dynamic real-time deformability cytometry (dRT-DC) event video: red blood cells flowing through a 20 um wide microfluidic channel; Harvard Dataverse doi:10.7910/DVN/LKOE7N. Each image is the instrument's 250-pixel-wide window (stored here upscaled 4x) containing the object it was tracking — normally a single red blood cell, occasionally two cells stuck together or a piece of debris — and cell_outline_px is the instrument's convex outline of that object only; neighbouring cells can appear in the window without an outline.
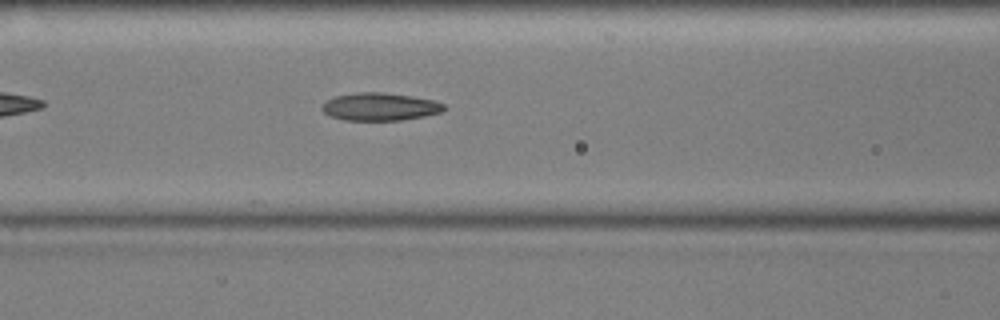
{"species": "common noctule bat (a hibernating species)", "species_latin": "Nyctalus noctula", "temperature_condition": "cold", "stored_images_in_passage": 44, "camera_frame_rate_fps": 3000, "um_per_image_px": 0.085, "animal": {"sex": "male", "body_mass_g": 17.9, "forearm_length_mm": 54.2}, "frame": {"image": 1, "passage_image": 11, "time_ms": 3.333, "image_size_px": [1000, 320], "cell_outline_px": [[444, 108], [440, 112], [424, 116], [400, 120], [344, 120], [328, 116], [320, 108], [328, 100], [336, 96], [356, 92], [384, 92], [412, 96], [436, 100], [444, 104]], "centroid_in_image_um": [32.28, 9.06], "position_along_channel_um": 134.3, "area_um2": 19.71}}
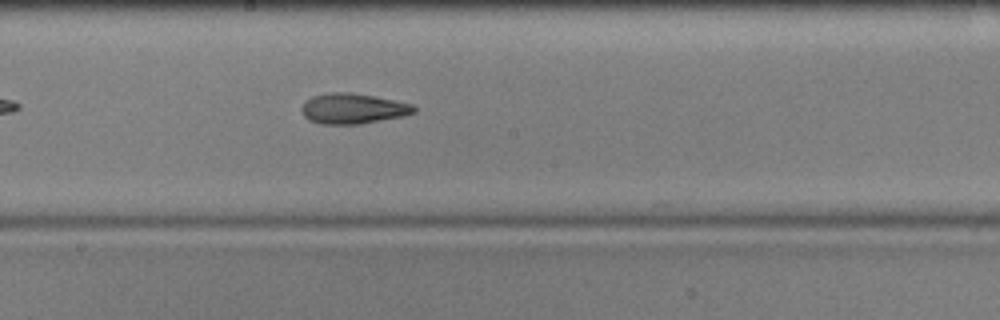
{"frame": {"image": 2, "passage_image": 18, "time_ms": 5.667, "image_size_px": [1000, 320], "cell_outline_px": [[416, 112], [404, 116], [360, 124], [320, 124], [308, 120], [304, 116], [300, 108], [312, 96], [328, 92], [352, 92], [412, 104], [416, 108]], "centroid_in_image_um": [29.98, 9.23], "position_along_channel_um": 218.2, "area_um2": 19.88}}
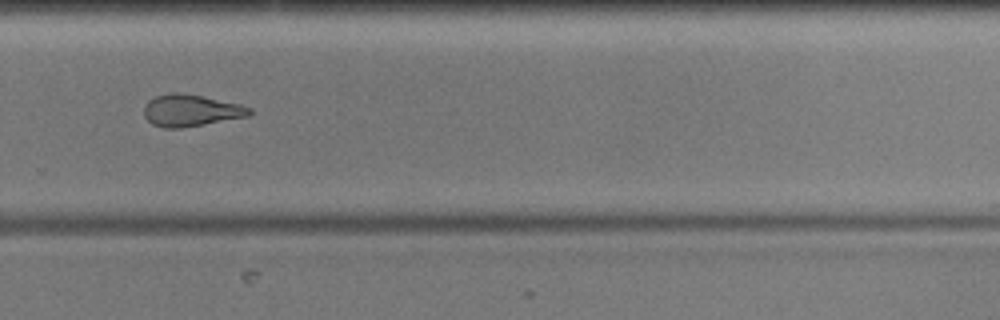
{"frame": {"image": 3, "passage_image": 26, "time_ms": 8.333, "image_size_px": [1000, 320], "cell_outline_px": [[252, 112], [248, 116], [184, 128], [164, 128], [152, 124], [144, 116], [144, 104], [148, 100], [156, 96], [172, 92], [176, 92], [200, 96], [240, 104], [252, 108]], "centroid_in_image_um": [16.2, 9.4], "position_along_channel_um": 313.6, "area_um2": 19.54}, "authors_computed_cell_mechanics": {"area_um2": 20.2878, "velocity_mm_per_s": 3.5959, "shape_relaxation_time_tau1_ms": 10.0566, "shape_relaxation_time_tau2_ms": 6.3571, "deformation_change_tau1": 0.1914, "deformation_change_tau2": 0.1687}}